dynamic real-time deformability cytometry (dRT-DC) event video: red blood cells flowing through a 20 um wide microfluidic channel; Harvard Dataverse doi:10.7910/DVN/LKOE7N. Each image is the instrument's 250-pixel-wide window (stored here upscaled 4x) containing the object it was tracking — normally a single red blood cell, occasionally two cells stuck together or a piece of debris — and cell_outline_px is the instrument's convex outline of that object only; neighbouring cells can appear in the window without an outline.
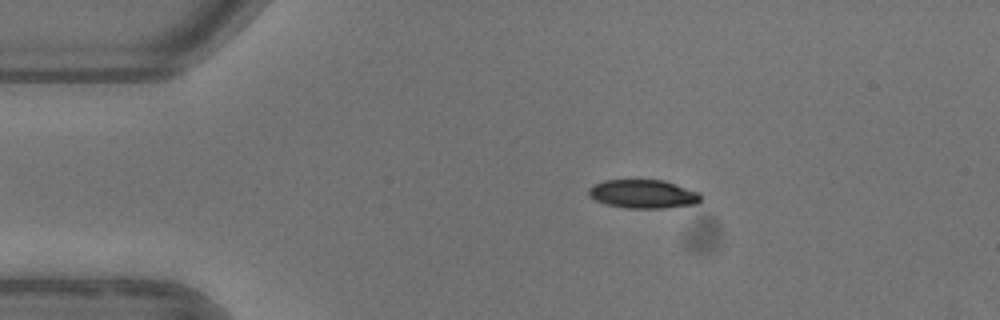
{"species": "common noctule bat (a hibernating species)", "species_latin": "Nyctalus noctula", "temperature_condition": "warm", "stored_images_in_passage": 3, "camera_frame_rate_fps": 3000, "um_per_image_px": 0.085, "animal": {"sex": "female"}, "frame": {"image": 1, "passage_image": 1, "time_ms": 0.0, "image_size_px": [1000, 320], "cell_outline_px": [[700, 200], [696, 204], [664, 208], [628, 208], [608, 204], [596, 200], [588, 196], [588, 188], [592, 184], [604, 180], [664, 180], [700, 192]], "centroid_in_image_um": [54.66, 16.48], "position_along_channel_um": 30.3, "area_um2": 18.73}}
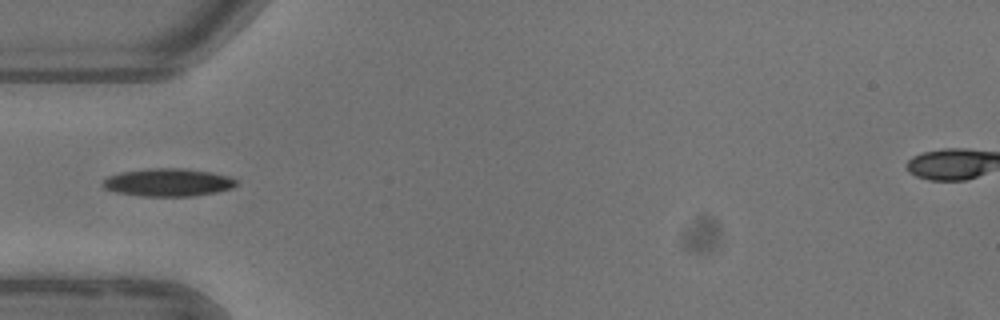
{"frame": {"image": 2, "passage_image": 3, "time_ms": 2.333, "image_size_px": [1000, 320], "cell_outline_px": [[236, 184], [232, 188], [216, 192], [192, 196], [140, 196], [116, 192], [104, 188], [100, 184], [108, 176], [120, 172], [148, 168], [184, 168], [212, 172], [228, 176], [236, 180]], "centroid_in_image_um": [14.25, 15.5], "position_along_channel_um": 70.7, "area_um2": 21.73}}